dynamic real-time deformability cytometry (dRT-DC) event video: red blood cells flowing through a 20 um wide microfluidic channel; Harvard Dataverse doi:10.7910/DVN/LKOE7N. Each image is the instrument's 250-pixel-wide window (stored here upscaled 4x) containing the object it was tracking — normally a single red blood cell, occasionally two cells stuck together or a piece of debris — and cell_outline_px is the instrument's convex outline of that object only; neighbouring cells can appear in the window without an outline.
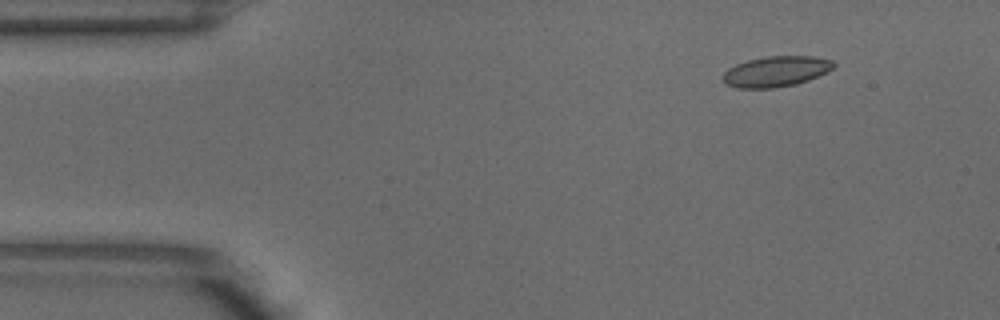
{"species": "common noctule bat (a hibernating species)", "species_latin": "Nyctalus noctula", "temperature_condition": "warm", "stored_images_in_passage": 3, "camera_frame_rate_fps": 3000, "um_per_image_px": 0.085, "animal": {"sex": "male", "body_mass_g": 18.8}, "frame": {"image": 1, "passage_image": 1, "time_ms": 0.0, "image_size_px": [1000, 320], "cell_outline_px": [[836, 64], [828, 72], [808, 80], [796, 84], [772, 88], [736, 88], [724, 84], [724, 72], [728, 68], [736, 64], [748, 60], [768, 56], [812, 56], [832, 60]], "centroid_in_image_um": [65.96, 6.07], "position_along_channel_um": 19.0, "area_um2": 19.71}}
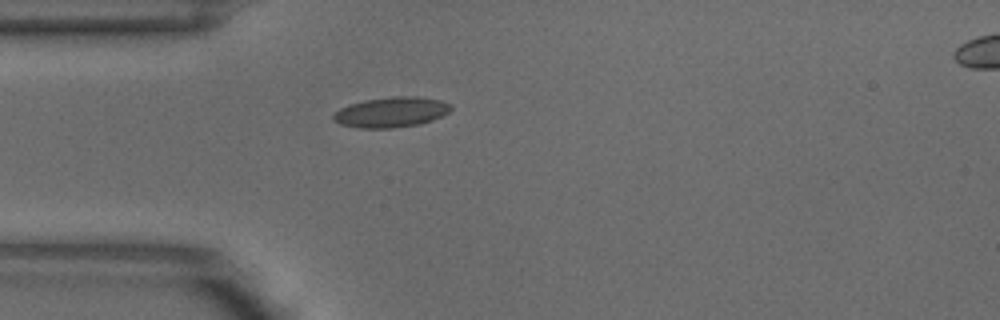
{"frame": {"image": 2, "passage_image": 3, "time_ms": 0.667, "image_size_px": [1000, 320], "cell_outline_px": [[452, 108], [444, 116], [420, 124], [392, 128], [360, 128], [340, 124], [332, 120], [332, 116], [340, 108], [348, 104], [364, 100], [392, 96], [416, 96], [440, 100], [452, 104]], "centroid_in_image_um": [33.26, 9.53], "position_along_channel_um": 51.7, "area_um2": 20.92}}